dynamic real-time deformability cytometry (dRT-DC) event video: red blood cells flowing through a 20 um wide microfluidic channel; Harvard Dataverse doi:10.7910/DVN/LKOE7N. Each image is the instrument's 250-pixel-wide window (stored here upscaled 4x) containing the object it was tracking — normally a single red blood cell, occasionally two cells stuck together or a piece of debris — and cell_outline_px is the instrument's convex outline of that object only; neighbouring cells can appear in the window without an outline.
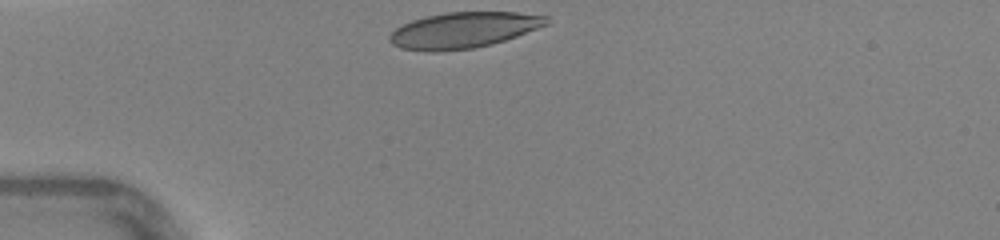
{"species": "human", "species_latin": "Homo sapiens", "temperature_condition": "warm", "stored_images_in_passage": 27, "camera_frame_rate_fps": 3000, "um_per_image_px": 0.085, "donor": {"sex": "female"}, "frame": {"image": 1, "passage_image": 1, "time_ms": 0.0, "image_size_px": [1000, 240], "cell_outline_px": [[548, 24], [516, 36], [492, 44], [472, 48], [436, 52], [428, 52], [400, 48], [392, 44], [388, 40], [388, 36], [396, 28], [412, 20], [424, 16], [448, 12], [516, 12], [548, 16]], "centroid_in_image_um": [39.36, 2.56], "position_along_channel_um": 45.6, "area_um2": 32.77}, "authors_computed_cell_mechanics": {"area_um2": 33.7552, "velocity_mm_per_s": 4.4047, "shape_relaxation_time_tau1_ms": 4.6736, "shape_relaxation_time_tau2_ms": 0.867, "deformation_change_tau1": 0.1916, "deformation_change_tau2": 0.0824}}